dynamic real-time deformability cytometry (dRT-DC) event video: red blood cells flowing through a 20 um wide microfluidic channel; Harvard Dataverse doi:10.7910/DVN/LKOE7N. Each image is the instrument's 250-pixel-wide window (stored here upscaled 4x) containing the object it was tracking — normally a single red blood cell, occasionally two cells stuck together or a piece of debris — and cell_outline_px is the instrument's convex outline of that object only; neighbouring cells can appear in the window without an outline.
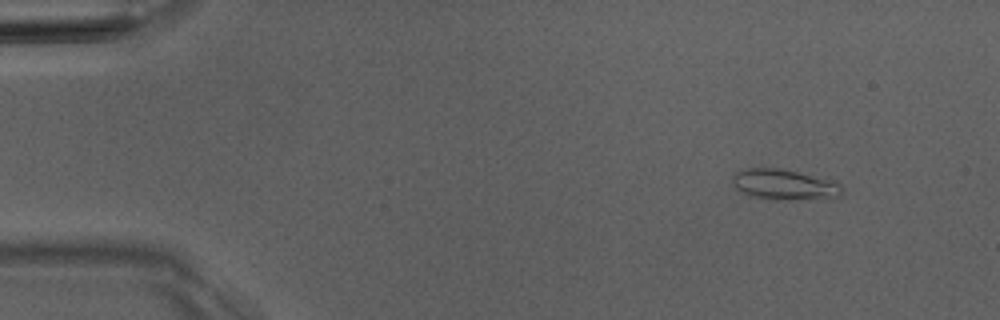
{"species": "Egyptian fruit bat (a non-hibernating species)", "species_latin": "Rousettus aegyptiacus", "temperature_condition": "room temperature", "stored_images_in_passage": 6, "camera_frame_rate_fps": 3000, "um_per_image_px": 0.085, "animal": {"sex": "male"}, "frame": {"image": 1, "passage_image": 1, "time_ms": 0.0, "image_size_px": [1000, 320], "cell_outline_px": [[844, 192], [840, 196], [748, 196], [732, 188], [732, 176], [736, 172], [744, 168], [776, 168], [832, 176], [844, 188]], "centroid_in_image_um": [66.68, 15.58], "position_along_channel_um": 18.3, "area_um2": 19.02}}
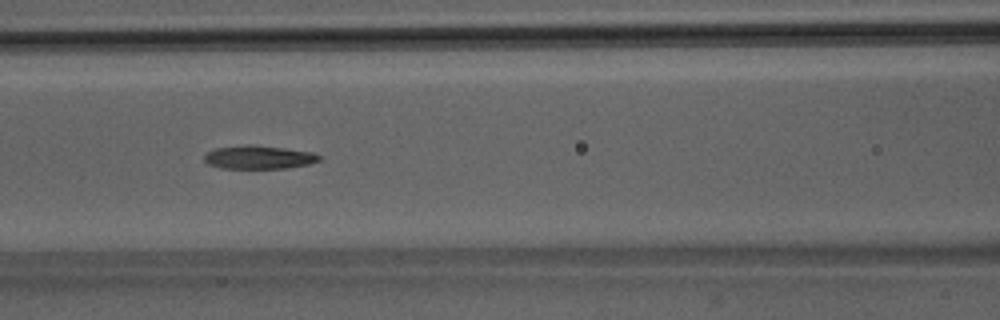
{"frame": {"image": 2, "passage_image": 6, "time_ms": 5.667, "image_size_px": [1000, 320], "cell_outline_px": [[320, 160], [308, 164], [284, 168], [220, 168], [208, 164], [204, 160], [204, 156], [208, 152], [216, 148], [248, 144], [252, 144], [284, 148], [312, 152], [320, 156]], "centroid_in_image_um": [21.97, 13.36], "position_along_channel_um": 144.6, "area_um2": 15.55}}